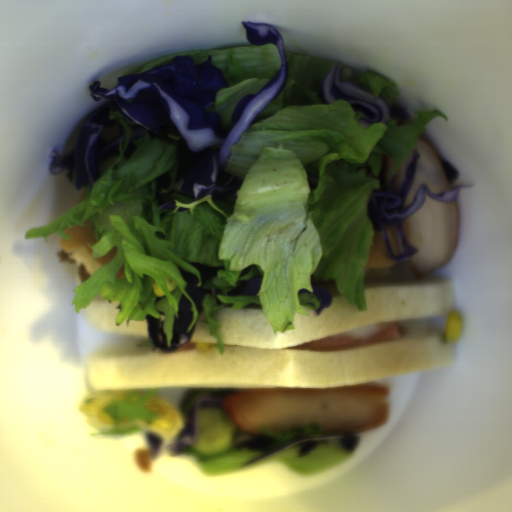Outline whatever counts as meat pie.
I'll list each match as a JSON object with an SVG mask.
<instances>
[{
  "label": "meat pie",
  "mask_w": 512,
  "mask_h": 512,
  "mask_svg": "<svg viewBox=\"0 0 512 512\" xmlns=\"http://www.w3.org/2000/svg\"><path fill=\"white\" fill-rule=\"evenodd\" d=\"M60 263H75L71 254L64 251L62 248L60 251L57 252Z\"/></svg>",
  "instance_id": "meat-pie-1"
},
{
  "label": "meat pie",
  "mask_w": 512,
  "mask_h": 512,
  "mask_svg": "<svg viewBox=\"0 0 512 512\" xmlns=\"http://www.w3.org/2000/svg\"><path fill=\"white\" fill-rule=\"evenodd\" d=\"M77 273H78V276L79 278L81 279L82 282L86 281V280H89V274L90 272L88 271V269L83 266L81 263L78 267V270H77Z\"/></svg>",
  "instance_id": "meat-pie-2"
}]
</instances>
